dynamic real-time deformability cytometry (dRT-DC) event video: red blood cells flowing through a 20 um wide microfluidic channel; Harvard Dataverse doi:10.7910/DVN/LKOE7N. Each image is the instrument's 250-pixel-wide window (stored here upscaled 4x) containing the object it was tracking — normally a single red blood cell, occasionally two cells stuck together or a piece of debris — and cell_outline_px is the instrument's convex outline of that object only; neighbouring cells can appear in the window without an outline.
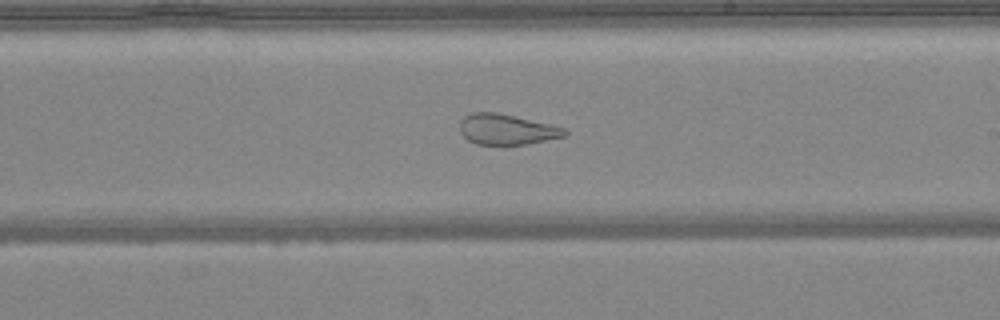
{"species": "common noctule bat (a hibernating species)", "species_latin": "Nyctalus noctula", "temperature_condition": "warm", "stored_images_in_passage": 48, "camera_frame_rate_fps": 3000, "um_per_image_px": 0.085, "animal": {"sex": "female", "body_mass_g": 24.6, "forearm_length_mm": 56.2}, "frame": {"image": 1, "passage_image": 28, "time_ms": 9.0, "image_size_px": [1000, 320], "cell_outline_px": [[568, 132], [564, 136], [528, 144], [476, 144], [468, 140], [460, 132], [460, 120], [464, 116], [472, 112], [496, 112], [568, 128]], "centroid_in_image_um": [43.07, 10.99], "position_along_channel_um": 245.9, "area_um2": 18.61}}
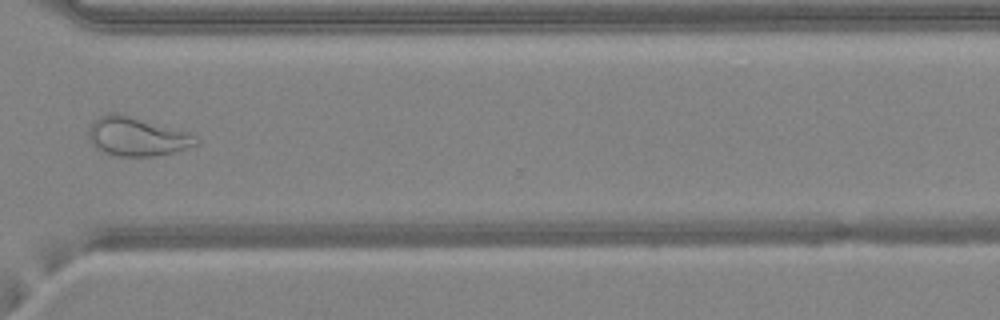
{"frame": {"image": 2, "passage_image": 36, "time_ms": 11.667, "image_size_px": [1000, 320], "cell_outline_px": [[200, 144], [172, 152], [156, 156], [120, 156], [104, 152], [96, 148], [92, 144], [88, 136], [88, 132], [92, 120], [108, 112], [116, 112], [132, 116], [188, 132], [196, 136], [200, 140]], "centroid_in_image_um": [11.63, 11.59], "position_along_channel_um": 359.0, "area_um2": 24.45}}
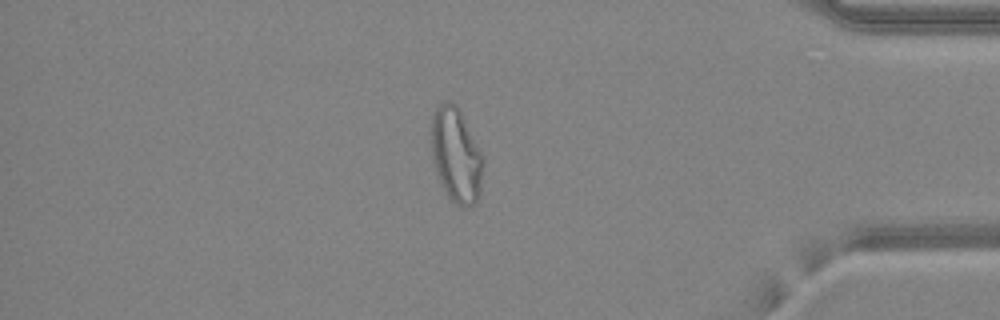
{"frame": {"image": 3, "passage_image": 41, "time_ms": 13.333, "image_size_px": [1000, 320], "cell_outline_px": [[484, 164], [480, 196], [476, 204], [464, 208], [456, 204], [448, 196], [436, 172], [432, 160], [428, 132], [428, 124], [436, 108], [444, 100], [448, 100], [456, 104], [484, 156]], "centroid_in_image_um": [38.75, 13.17], "position_along_channel_um": 396.5, "area_um2": 29.48}, "authors_computed_cell_mechanics": {"area_um2": 28.8133, "velocity_mm_per_s": 4.2391, "shape_relaxation_time_tau1_ms": null, "shape_relaxation_time_tau2_ms": 1.33, "deformation_change_tau1": null, "deformation_change_tau2": 0.0923}}